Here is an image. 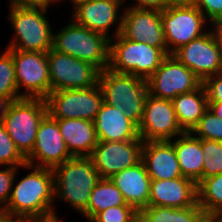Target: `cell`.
I'll list each match as a JSON object with an SVG mask.
<instances>
[{
    "label": "cell",
    "instance_id": "1",
    "mask_svg": "<svg viewBox=\"0 0 222 222\" xmlns=\"http://www.w3.org/2000/svg\"><path fill=\"white\" fill-rule=\"evenodd\" d=\"M22 168L33 169L12 187L4 209L7 219L46 217L55 215L54 175L52 169L25 164Z\"/></svg>",
    "mask_w": 222,
    "mask_h": 222
},
{
    "label": "cell",
    "instance_id": "2",
    "mask_svg": "<svg viewBox=\"0 0 222 222\" xmlns=\"http://www.w3.org/2000/svg\"><path fill=\"white\" fill-rule=\"evenodd\" d=\"M54 197L66 201L69 206L87 218L90 195L101 179L89 156L72 157L52 169Z\"/></svg>",
    "mask_w": 222,
    "mask_h": 222
},
{
    "label": "cell",
    "instance_id": "3",
    "mask_svg": "<svg viewBox=\"0 0 222 222\" xmlns=\"http://www.w3.org/2000/svg\"><path fill=\"white\" fill-rule=\"evenodd\" d=\"M98 84L106 104L118 107L137 126L141 124L148 95L146 80L107 68L99 73Z\"/></svg>",
    "mask_w": 222,
    "mask_h": 222
},
{
    "label": "cell",
    "instance_id": "4",
    "mask_svg": "<svg viewBox=\"0 0 222 222\" xmlns=\"http://www.w3.org/2000/svg\"><path fill=\"white\" fill-rule=\"evenodd\" d=\"M52 49L91 63L100 72L109 67L110 39L74 21L53 33Z\"/></svg>",
    "mask_w": 222,
    "mask_h": 222
},
{
    "label": "cell",
    "instance_id": "5",
    "mask_svg": "<svg viewBox=\"0 0 222 222\" xmlns=\"http://www.w3.org/2000/svg\"><path fill=\"white\" fill-rule=\"evenodd\" d=\"M166 56L162 49L129 40L120 33L110 38L108 68L117 73L132 74L147 80Z\"/></svg>",
    "mask_w": 222,
    "mask_h": 222
},
{
    "label": "cell",
    "instance_id": "6",
    "mask_svg": "<svg viewBox=\"0 0 222 222\" xmlns=\"http://www.w3.org/2000/svg\"><path fill=\"white\" fill-rule=\"evenodd\" d=\"M9 20L15 32L7 49L48 52L53 32L45 17L47 7H9Z\"/></svg>",
    "mask_w": 222,
    "mask_h": 222
},
{
    "label": "cell",
    "instance_id": "7",
    "mask_svg": "<svg viewBox=\"0 0 222 222\" xmlns=\"http://www.w3.org/2000/svg\"><path fill=\"white\" fill-rule=\"evenodd\" d=\"M47 113V102L42 98H21L8 105L2 123L25 158L35 146L38 126Z\"/></svg>",
    "mask_w": 222,
    "mask_h": 222
},
{
    "label": "cell",
    "instance_id": "8",
    "mask_svg": "<svg viewBox=\"0 0 222 222\" xmlns=\"http://www.w3.org/2000/svg\"><path fill=\"white\" fill-rule=\"evenodd\" d=\"M46 102L48 113L54 119L80 118L94 122L104 99L97 83L90 88L50 92Z\"/></svg>",
    "mask_w": 222,
    "mask_h": 222
},
{
    "label": "cell",
    "instance_id": "9",
    "mask_svg": "<svg viewBox=\"0 0 222 222\" xmlns=\"http://www.w3.org/2000/svg\"><path fill=\"white\" fill-rule=\"evenodd\" d=\"M51 92L90 88L98 83L100 71L91 63L52 48L47 52Z\"/></svg>",
    "mask_w": 222,
    "mask_h": 222
},
{
    "label": "cell",
    "instance_id": "10",
    "mask_svg": "<svg viewBox=\"0 0 222 222\" xmlns=\"http://www.w3.org/2000/svg\"><path fill=\"white\" fill-rule=\"evenodd\" d=\"M12 53L18 93L22 98L46 99L51 92L47 52L19 51Z\"/></svg>",
    "mask_w": 222,
    "mask_h": 222
},
{
    "label": "cell",
    "instance_id": "11",
    "mask_svg": "<svg viewBox=\"0 0 222 222\" xmlns=\"http://www.w3.org/2000/svg\"><path fill=\"white\" fill-rule=\"evenodd\" d=\"M214 30H209L172 54L201 81L222 72V45Z\"/></svg>",
    "mask_w": 222,
    "mask_h": 222
},
{
    "label": "cell",
    "instance_id": "12",
    "mask_svg": "<svg viewBox=\"0 0 222 222\" xmlns=\"http://www.w3.org/2000/svg\"><path fill=\"white\" fill-rule=\"evenodd\" d=\"M146 83L148 94L172 100L180 94L194 91L202 81L175 56L169 54Z\"/></svg>",
    "mask_w": 222,
    "mask_h": 222
},
{
    "label": "cell",
    "instance_id": "13",
    "mask_svg": "<svg viewBox=\"0 0 222 222\" xmlns=\"http://www.w3.org/2000/svg\"><path fill=\"white\" fill-rule=\"evenodd\" d=\"M161 19L169 54L206 33L207 20L195 5L167 7L161 11Z\"/></svg>",
    "mask_w": 222,
    "mask_h": 222
},
{
    "label": "cell",
    "instance_id": "14",
    "mask_svg": "<svg viewBox=\"0 0 222 222\" xmlns=\"http://www.w3.org/2000/svg\"><path fill=\"white\" fill-rule=\"evenodd\" d=\"M138 133L144 142L172 140L183 134L184 131L178 124L172 101L148 94Z\"/></svg>",
    "mask_w": 222,
    "mask_h": 222
},
{
    "label": "cell",
    "instance_id": "15",
    "mask_svg": "<svg viewBox=\"0 0 222 222\" xmlns=\"http://www.w3.org/2000/svg\"><path fill=\"white\" fill-rule=\"evenodd\" d=\"M143 143L142 139L98 141L89 157L100 178H111L141 161Z\"/></svg>",
    "mask_w": 222,
    "mask_h": 222
},
{
    "label": "cell",
    "instance_id": "16",
    "mask_svg": "<svg viewBox=\"0 0 222 222\" xmlns=\"http://www.w3.org/2000/svg\"><path fill=\"white\" fill-rule=\"evenodd\" d=\"M72 157L61 135L57 120L47 113L38 126L35 146L26 157V163L53 169Z\"/></svg>",
    "mask_w": 222,
    "mask_h": 222
},
{
    "label": "cell",
    "instance_id": "17",
    "mask_svg": "<svg viewBox=\"0 0 222 222\" xmlns=\"http://www.w3.org/2000/svg\"><path fill=\"white\" fill-rule=\"evenodd\" d=\"M121 34L132 41L162 49L167 55L161 11L127 7L123 13Z\"/></svg>",
    "mask_w": 222,
    "mask_h": 222
},
{
    "label": "cell",
    "instance_id": "18",
    "mask_svg": "<svg viewBox=\"0 0 222 222\" xmlns=\"http://www.w3.org/2000/svg\"><path fill=\"white\" fill-rule=\"evenodd\" d=\"M124 3H117L110 0H87L77 4L73 11L72 19L80 26L86 27L111 38L109 35L110 27H117L113 33L116 37L121 32L122 17L119 19V7Z\"/></svg>",
    "mask_w": 222,
    "mask_h": 222
},
{
    "label": "cell",
    "instance_id": "19",
    "mask_svg": "<svg viewBox=\"0 0 222 222\" xmlns=\"http://www.w3.org/2000/svg\"><path fill=\"white\" fill-rule=\"evenodd\" d=\"M198 203L197 184L185 177L151 180L148 205L186 208Z\"/></svg>",
    "mask_w": 222,
    "mask_h": 222
},
{
    "label": "cell",
    "instance_id": "20",
    "mask_svg": "<svg viewBox=\"0 0 222 222\" xmlns=\"http://www.w3.org/2000/svg\"><path fill=\"white\" fill-rule=\"evenodd\" d=\"M141 161L151 180L183 177L174 145L170 140L144 142Z\"/></svg>",
    "mask_w": 222,
    "mask_h": 222
},
{
    "label": "cell",
    "instance_id": "21",
    "mask_svg": "<svg viewBox=\"0 0 222 222\" xmlns=\"http://www.w3.org/2000/svg\"><path fill=\"white\" fill-rule=\"evenodd\" d=\"M110 179L122 193L125 202L137 212L148 206L151 178L142 161L114 174Z\"/></svg>",
    "mask_w": 222,
    "mask_h": 222
},
{
    "label": "cell",
    "instance_id": "22",
    "mask_svg": "<svg viewBox=\"0 0 222 222\" xmlns=\"http://www.w3.org/2000/svg\"><path fill=\"white\" fill-rule=\"evenodd\" d=\"M98 141H127L141 139L138 126L131 121L118 107L105 102L101 105L94 120Z\"/></svg>",
    "mask_w": 222,
    "mask_h": 222
},
{
    "label": "cell",
    "instance_id": "23",
    "mask_svg": "<svg viewBox=\"0 0 222 222\" xmlns=\"http://www.w3.org/2000/svg\"><path fill=\"white\" fill-rule=\"evenodd\" d=\"M73 157L90 156L98 143L93 121L86 119H56Z\"/></svg>",
    "mask_w": 222,
    "mask_h": 222
},
{
    "label": "cell",
    "instance_id": "24",
    "mask_svg": "<svg viewBox=\"0 0 222 222\" xmlns=\"http://www.w3.org/2000/svg\"><path fill=\"white\" fill-rule=\"evenodd\" d=\"M177 137L170 141L174 145L182 175L198 185L203 180L204 165L201 139L191 132H184Z\"/></svg>",
    "mask_w": 222,
    "mask_h": 222
},
{
    "label": "cell",
    "instance_id": "25",
    "mask_svg": "<svg viewBox=\"0 0 222 222\" xmlns=\"http://www.w3.org/2000/svg\"><path fill=\"white\" fill-rule=\"evenodd\" d=\"M171 101L178 124L184 132H191L208 109L207 96L202 84L194 91L180 94Z\"/></svg>",
    "mask_w": 222,
    "mask_h": 222
},
{
    "label": "cell",
    "instance_id": "26",
    "mask_svg": "<svg viewBox=\"0 0 222 222\" xmlns=\"http://www.w3.org/2000/svg\"><path fill=\"white\" fill-rule=\"evenodd\" d=\"M203 213L198 203L186 208L148 205L138 211L137 222H196Z\"/></svg>",
    "mask_w": 222,
    "mask_h": 222
},
{
    "label": "cell",
    "instance_id": "27",
    "mask_svg": "<svg viewBox=\"0 0 222 222\" xmlns=\"http://www.w3.org/2000/svg\"><path fill=\"white\" fill-rule=\"evenodd\" d=\"M128 205L110 178H101L93 188L87 206V219L110 207Z\"/></svg>",
    "mask_w": 222,
    "mask_h": 222
},
{
    "label": "cell",
    "instance_id": "28",
    "mask_svg": "<svg viewBox=\"0 0 222 222\" xmlns=\"http://www.w3.org/2000/svg\"><path fill=\"white\" fill-rule=\"evenodd\" d=\"M198 204L204 213L222 210V174L204 178L197 185Z\"/></svg>",
    "mask_w": 222,
    "mask_h": 222
},
{
    "label": "cell",
    "instance_id": "29",
    "mask_svg": "<svg viewBox=\"0 0 222 222\" xmlns=\"http://www.w3.org/2000/svg\"><path fill=\"white\" fill-rule=\"evenodd\" d=\"M5 49L0 55V96L12 102L22 97L21 93H18L12 53Z\"/></svg>",
    "mask_w": 222,
    "mask_h": 222
},
{
    "label": "cell",
    "instance_id": "30",
    "mask_svg": "<svg viewBox=\"0 0 222 222\" xmlns=\"http://www.w3.org/2000/svg\"><path fill=\"white\" fill-rule=\"evenodd\" d=\"M204 155L203 179L222 174V142L201 139Z\"/></svg>",
    "mask_w": 222,
    "mask_h": 222
},
{
    "label": "cell",
    "instance_id": "31",
    "mask_svg": "<svg viewBox=\"0 0 222 222\" xmlns=\"http://www.w3.org/2000/svg\"><path fill=\"white\" fill-rule=\"evenodd\" d=\"M191 133L199 139L222 142V119L207 109Z\"/></svg>",
    "mask_w": 222,
    "mask_h": 222
},
{
    "label": "cell",
    "instance_id": "32",
    "mask_svg": "<svg viewBox=\"0 0 222 222\" xmlns=\"http://www.w3.org/2000/svg\"><path fill=\"white\" fill-rule=\"evenodd\" d=\"M25 164L26 158L16 148L5 126L0 122V166L22 167Z\"/></svg>",
    "mask_w": 222,
    "mask_h": 222
},
{
    "label": "cell",
    "instance_id": "33",
    "mask_svg": "<svg viewBox=\"0 0 222 222\" xmlns=\"http://www.w3.org/2000/svg\"><path fill=\"white\" fill-rule=\"evenodd\" d=\"M137 214L130 205L115 206L97 213L90 222H137Z\"/></svg>",
    "mask_w": 222,
    "mask_h": 222
},
{
    "label": "cell",
    "instance_id": "34",
    "mask_svg": "<svg viewBox=\"0 0 222 222\" xmlns=\"http://www.w3.org/2000/svg\"><path fill=\"white\" fill-rule=\"evenodd\" d=\"M18 169L19 167L7 166L6 169L0 170V210L4 211L9 201Z\"/></svg>",
    "mask_w": 222,
    "mask_h": 222
},
{
    "label": "cell",
    "instance_id": "35",
    "mask_svg": "<svg viewBox=\"0 0 222 222\" xmlns=\"http://www.w3.org/2000/svg\"><path fill=\"white\" fill-rule=\"evenodd\" d=\"M195 6L213 26L222 20V0H196Z\"/></svg>",
    "mask_w": 222,
    "mask_h": 222
},
{
    "label": "cell",
    "instance_id": "36",
    "mask_svg": "<svg viewBox=\"0 0 222 222\" xmlns=\"http://www.w3.org/2000/svg\"><path fill=\"white\" fill-rule=\"evenodd\" d=\"M208 102L222 101V72L209 76L202 81Z\"/></svg>",
    "mask_w": 222,
    "mask_h": 222
},
{
    "label": "cell",
    "instance_id": "37",
    "mask_svg": "<svg viewBox=\"0 0 222 222\" xmlns=\"http://www.w3.org/2000/svg\"><path fill=\"white\" fill-rule=\"evenodd\" d=\"M136 5L132 7L137 9H148L163 11L167 8L165 0H135Z\"/></svg>",
    "mask_w": 222,
    "mask_h": 222
},
{
    "label": "cell",
    "instance_id": "38",
    "mask_svg": "<svg viewBox=\"0 0 222 222\" xmlns=\"http://www.w3.org/2000/svg\"><path fill=\"white\" fill-rule=\"evenodd\" d=\"M11 7H48L47 0H10Z\"/></svg>",
    "mask_w": 222,
    "mask_h": 222
},
{
    "label": "cell",
    "instance_id": "39",
    "mask_svg": "<svg viewBox=\"0 0 222 222\" xmlns=\"http://www.w3.org/2000/svg\"><path fill=\"white\" fill-rule=\"evenodd\" d=\"M63 220L58 219L57 215L53 214L46 217H34V218H22L21 222H62Z\"/></svg>",
    "mask_w": 222,
    "mask_h": 222
},
{
    "label": "cell",
    "instance_id": "40",
    "mask_svg": "<svg viewBox=\"0 0 222 222\" xmlns=\"http://www.w3.org/2000/svg\"><path fill=\"white\" fill-rule=\"evenodd\" d=\"M167 7L194 6L196 0H165Z\"/></svg>",
    "mask_w": 222,
    "mask_h": 222
},
{
    "label": "cell",
    "instance_id": "41",
    "mask_svg": "<svg viewBox=\"0 0 222 222\" xmlns=\"http://www.w3.org/2000/svg\"><path fill=\"white\" fill-rule=\"evenodd\" d=\"M208 109L211 110L220 119H222V101L208 102Z\"/></svg>",
    "mask_w": 222,
    "mask_h": 222
},
{
    "label": "cell",
    "instance_id": "42",
    "mask_svg": "<svg viewBox=\"0 0 222 222\" xmlns=\"http://www.w3.org/2000/svg\"><path fill=\"white\" fill-rule=\"evenodd\" d=\"M9 104H10V101L7 98L0 96V122H2L3 117L6 114Z\"/></svg>",
    "mask_w": 222,
    "mask_h": 222
},
{
    "label": "cell",
    "instance_id": "43",
    "mask_svg": "<svg viewBox=\"0 0 222 222\" xmlns=\"http://www.w3.org/2000/svg\"><path fill=\"white\" fill-rule=\"evenodd\" d=\"M196 222H217L214 214L203 213Z\"/></svg>",
    "mask_w": 222,
    "mask_h": 222
},
{
    "label": "cell",
    "instance_id": "44",
    "mask_svg": "<svg viewBox=\"0 0 222 222\" xmlns=\"http://www.w3.org/2000/svg\"><path fill=\"white\" fill-rule=\"evenodd\" d=\"M214 27L222 45V20L219 21L216 25H214Z\"/></svg>",
    "mask_w": 222,
    "mask_h": 222
},
{
    "label": "cell",
    "instance_id": "45",
    "mask_svg": "<svg viewBox=\"0 0 222 222\" xmlns=\"http://www.w3.org/2000/svg\"><path fill=\"white\" fill-rule=\"evenodd\" d=\"M217 222H222V210L214 213Z\"/></svg>",
    "mask_w": 222,
    "mask_h": 222
},
{
    "label": "cell",
    "instance_id": "46",
    "mask_svg": "<svg viewBox=\"0 0 222 222\" xmlns=\"http://www.w3.org/2000/svg\"><path fill=\"white\" fill-rule=\"evenodd\" d=\"M6 219L5 212L3 210H0V222H3Z\"/></svg>",
    "mask_w": 222,
    "mask_h": 222
},
{
    "label": "cell",
    "instance_id": "47",
    "mask_svg": "<svg viewBox=\"0 0 222 222\" xmlns=\"http://www.w3.org/2000/svg\"><path fill=\"white\" fill-rule=\"evenodd\" d=\"M69 1H72L71 3L73 4V6L75 7L77 4L81 3V2H84V1H87V0H69Z\"/></svg>",
    "mask_w": 222,
    "mask_h": 222
},
{
    "label": "cell",
    "instance_id": "48",
    "mask_svg": "<svg viewBox=\"0 0 222 222\" xmlns=\"http://www.w3.org/2000/svg\"><path fill=\"white\" fill-rule=\"evenodd\" d=\"M3 222H21V219H5Z\"/></svg>",
    "mask_w": 222,
    "mask_h": 222
},
{
    "label": "cell",
    "instance_id": "49",
    "mask_svg": "<svg viewBox=\"0 0 222 222\" xmlns=\"http://www.w3.org/2000/svg\"><path fill=\"white\" fill-rule=\"evenodd\" d=\"M47 1H48V7H49L51 2L54 3L56 1L58 3V1H61V0H47Z\"/></svg>",
    "mask_w": 222,
    "mask_h": 222
},
{
    "label": "cell",
    "instance_id": "50",
    "mask_svg": "<svg viewBox=\"0 0 222 222\" xmlns=\"http://www.w3.org/2000/svg\"><path fill=\"white\" fill-rule=\"evenodd\" d=\"M110 1L117 2V3H124L125 2V0H110Z\"/></svg>",
    "mask_w": 222,
    "mask_h": 222
}]
</instances>
